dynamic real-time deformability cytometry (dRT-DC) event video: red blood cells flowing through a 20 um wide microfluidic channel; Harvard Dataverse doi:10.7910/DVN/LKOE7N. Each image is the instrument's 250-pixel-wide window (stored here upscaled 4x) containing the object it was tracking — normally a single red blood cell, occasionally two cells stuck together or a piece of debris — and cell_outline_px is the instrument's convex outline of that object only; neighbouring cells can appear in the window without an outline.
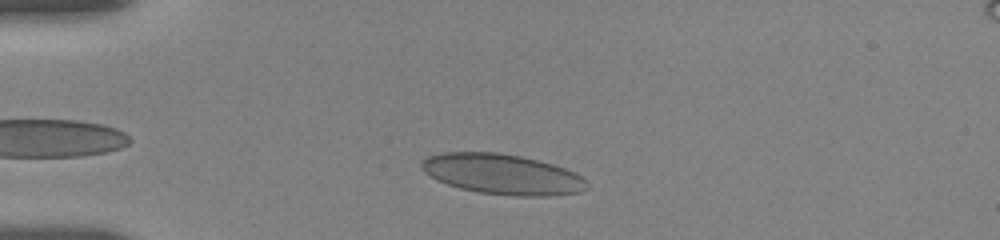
{"species": "human", "species_latin": "Homo sapiens", "temperature_condition": "room temperature", "stored_images_in_passage": 13, "camera_frame_rate_fps": 3000, "um_per_image_px": 0.085, "donor": {"sex": "female"}, "frame": {"image": 1, "passage_image": 8, "time_ms": 2.0, "image_size_px": [1000, 240], "cell_outline_px": [[588, 188], [580, 192], [552, 196], [516, 196], [480, 192], [460, 188], [436, 180], [424, 172], [420, 168], [420, 160], [428, 156], [440, 152], [496, 152], [520, 156], [552, 164], [576, 172], [588, 184]], "centroid_in_image_um": [42.66, 14.8], "position_along_channel_um": 42.3, "area_um2": 38.96}}
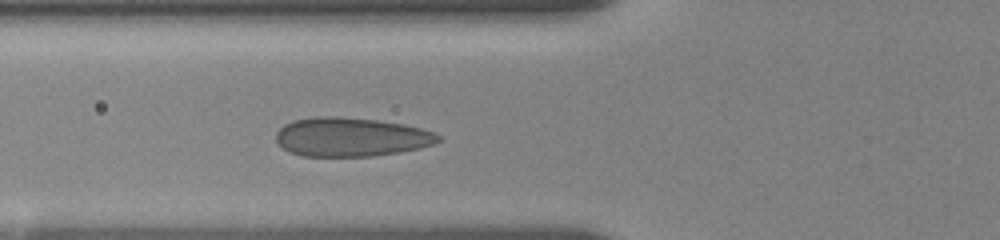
{"frame": {"image": 2, "passage_image": 13, "time_ms": 4.333, "image_size_px": [1000, 240], "cell_outline_px": [[440, 140], [432, 144], [420, 148], [400, 152], [368, 156], [304, 156], [288, 152], [276, 140], [276, 132], [284, 124], [292, 120], [316, 116], [336, 116], [376, 120], [400, 124], [420, 128], [436, 132], [440, 136]], "centroid_in_image_um": [29.81, 11.64], "position_along_channel_um": 96.0, "area_um2": 36.7}}